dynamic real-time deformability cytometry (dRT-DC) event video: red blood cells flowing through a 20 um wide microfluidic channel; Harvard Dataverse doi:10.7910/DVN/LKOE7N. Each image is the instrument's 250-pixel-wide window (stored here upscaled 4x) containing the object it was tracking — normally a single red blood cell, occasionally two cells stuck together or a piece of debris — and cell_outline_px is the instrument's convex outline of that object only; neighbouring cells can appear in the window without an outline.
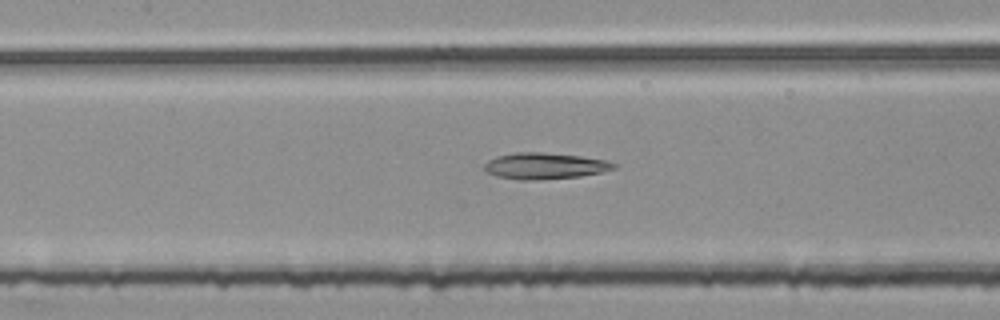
{"species": "common noctule bat (a hibernating species)", "species_latin": "Nyctalus noctula", "temperature_condition": "room temperature", "stored_images_in_passage": 37, "camera_frame_rate_fps": 3000, "um_per_image_px": 0.085, "animal": {"sex": "female", "body_mass_g": 25.1}, "frame": {"image": 1, "passage_image": 8, "time_ms": 2.333, "image_size_px": [1000, 320], "cell_outline_px": [[620, 164], [616, 168], [600, 172], [580, 176], [536, 180], [520, 180], [496, 176], [484, 172], [484, 164], [488, 160], [496, 156], [516, 152], [540, 152], [580, 156], [608, 160]], "centroid_in_image_um": [46.3, 14.1], "position_along_channel_um": 161.1, "area_um2": 20.0}}
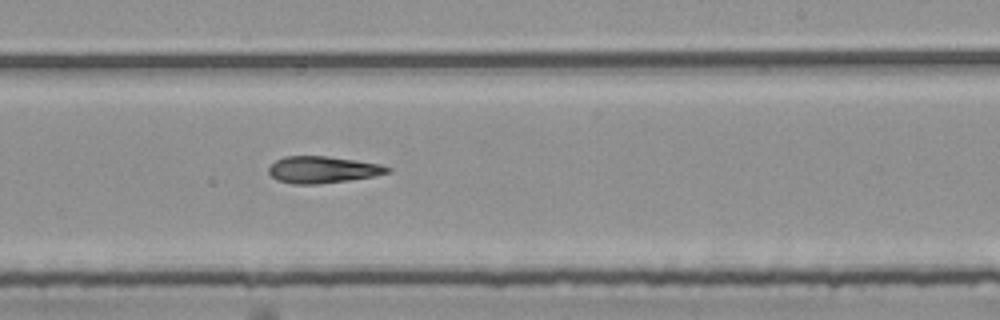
{"frame": {"image": 2, "passage_image": 16, "time_ms": 5.0, "image_size_px": [1000, 320], "cell_outline_px": [[392, 172], [376, 176], [348, 180], [316, 184], [292, 184], [276, 180], [268, 172], [268, 168], [276, 160], [284, 156], [324, 156], [356, 160], [380, 164], [392, 168]], "centroid_in_image_um": [27.44, 14.42], "position_along_channel_um": 261.6, "area_um2": 18.61}}
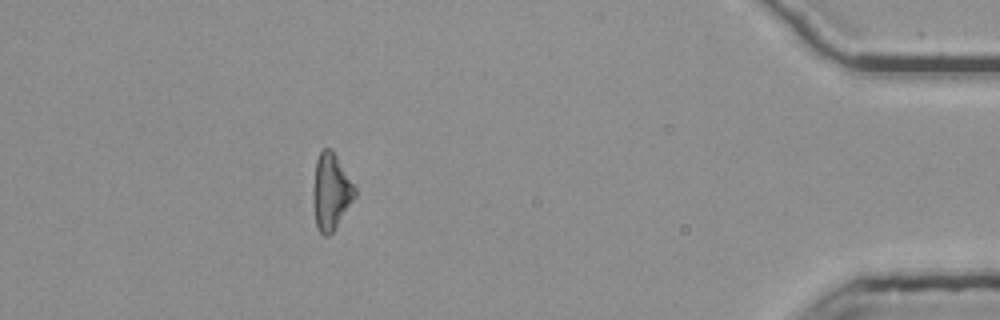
{"frame": {"image": 3, "passage_image": 32, "time_ms": 10.333, "image_size_px": [1000, 320], "cell_outline_px": [[356, 196], [332, 232], [328, 236], [324, 236], [320, 232], [316, 224], [312, 200], [312, 196], [316, 160], [320, 152], [324, 148], [332, 148], [356, 188]], "centroid_in_image_um": [28.12, 16.27], "position_along_channel_um": 407.1, "area_um2": 18.5}}